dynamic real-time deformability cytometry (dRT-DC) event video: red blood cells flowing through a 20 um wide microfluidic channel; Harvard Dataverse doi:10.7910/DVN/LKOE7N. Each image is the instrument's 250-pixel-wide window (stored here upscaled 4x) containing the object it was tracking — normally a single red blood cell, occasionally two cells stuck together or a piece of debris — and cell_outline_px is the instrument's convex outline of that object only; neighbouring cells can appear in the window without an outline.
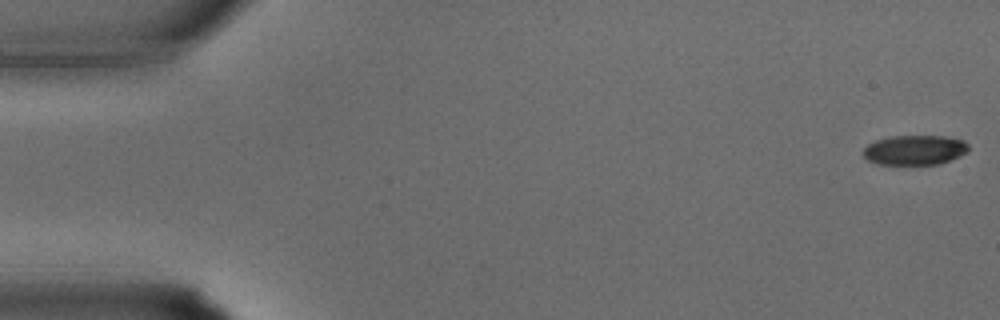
{"species": "common noctule bat (a hibernating species)", "species_latin": "Nyctalus noctula", "temperature_condition": "warm", "stored_images_in_passage": 16, "camera_frame_rate_fps": 3000, "um_per_image_px": 0.085, "animal": {"sex": "male", "body_mass_g": 15.6}, "frame": {"image": 1, "passage_image": 1, "time_ms": 0.0, "image_size_px": [1000, 320], "cell_outline_px": [[968, 148], [964, 152], [940, 164], [876, 164], [868, 160], [864, 156], [864, 148], [868, 144], [876, 140], [892, 136], [944, 136], [964, 140], [968, 144]], "centroid_in_image_um": [77.71, 12.74], "position_along_channel_um": 7.3, "area_um2": 17.98}}
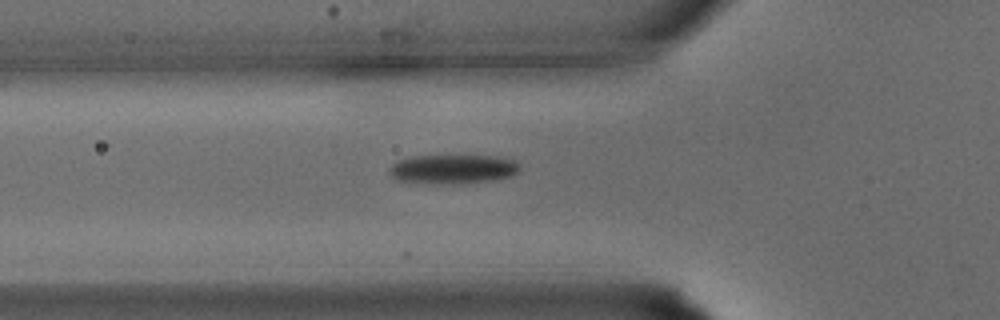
{"frame": {"image": 2, "passage_image": 12, "time_ms": 3.667, "image_size_px": [1000, 320], "cell_outline_px": [[520, 168], [512, 176], [488, 180], [400, 180], [392, 176], [388, 172], [388, 168], [396, 160], [412, 156], [496, 156], [516, 160], [520, 164]], "centroid_in_image_um": [38.53, 14.28], "position_along_channel_um": 87.3, "area_um2": 20.63}}
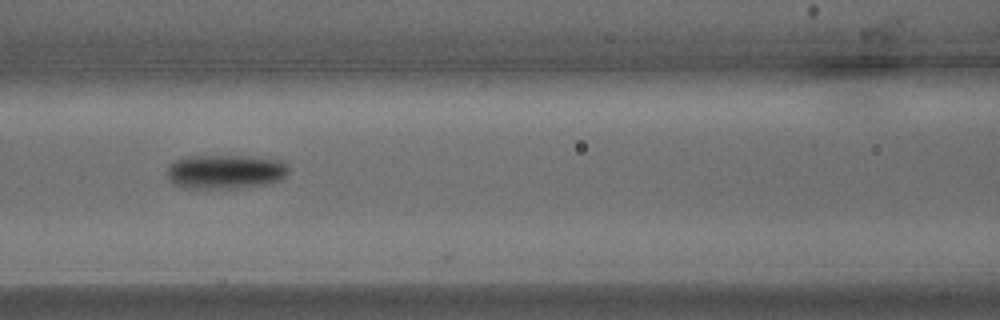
{"frame": {"image": 3, "passage_image": 15, "time_ms": 4.667, "image_size_px": [1000, 320], "cell_outline_px": [[288, 172], [280, 180], [248, 188], [184, 188], [172, 184], [168, 180], [168, 164], [176, 160], [188, 156], [244, 156], [284, 160], [288, 168]], "centroid_in_image_um": [19.14, 14.6], "position_along_channel_um": 147.5, "area_um2": 24.45}}